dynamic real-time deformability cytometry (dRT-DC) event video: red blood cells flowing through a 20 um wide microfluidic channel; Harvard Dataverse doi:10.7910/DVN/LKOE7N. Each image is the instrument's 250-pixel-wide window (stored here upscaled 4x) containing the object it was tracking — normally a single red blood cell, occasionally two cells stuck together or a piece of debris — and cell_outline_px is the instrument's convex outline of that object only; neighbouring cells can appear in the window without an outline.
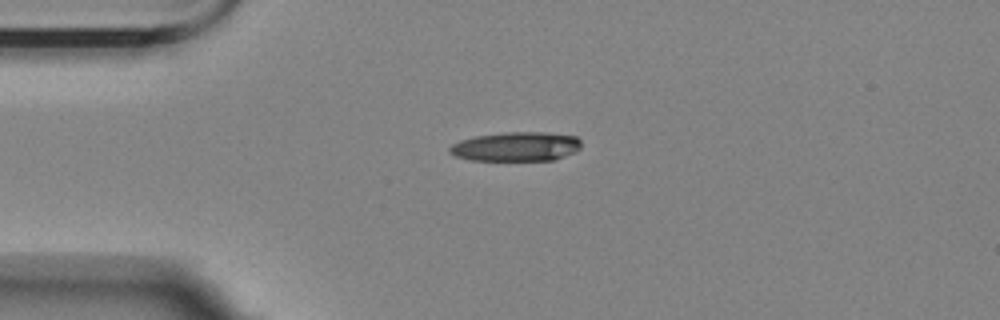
{"species": "Egyptian fruit bat (a non-hibernating species)", "species_latin": "Rousettus aegyptiacus", "temperature_condition": "room temperature", "stored_images_in_passage": 6, "camera_frame_rate_fps": 3000, "um_per_image_px": 0.085, "animal": {"sex": "female"}, "frame": {"image": 1, "passage_image": 3, "time_ms": 3.0, "image_size_px": [1000, 320], "cell_outline_px": [[580, 148], [556, 160], [472, 160], [456, 156], [448, 152], [448, 148], [452, 144], [460, 140], [472, 136], [504, 132], [544, 132], [576, 136], [580, 140]], "centroid_in_image_um": [43.83, 12.45], "position_along_channel_um": 41.2, "area_um2": 22.48}}
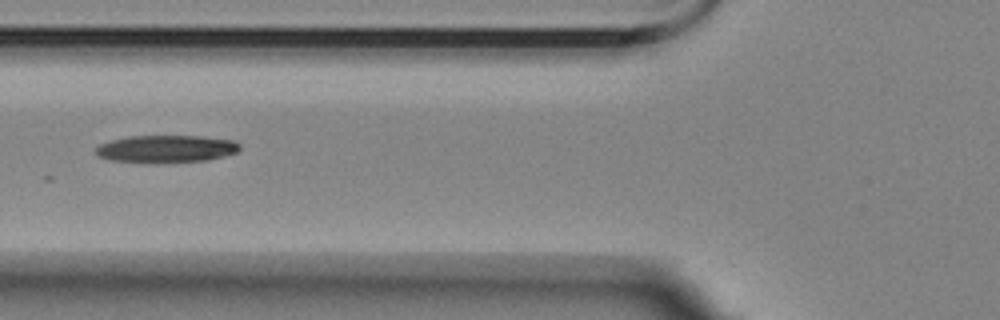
{"frame": {"image": 2, "passage_image": 5, "time_ms": 5.667, "image_size_px": [1000, 320], "cell_outline_px": [[240, 148], [236, 152], [224, 156], [204, 160], [108, 160], [100, 156], [96, 152], [96, 148], [100, 144], [112, 140], [128, 136], [200, 136], [236, 140], [240, 144]], "centroid_in_image_um": [14.19, 12.59], "position_along_channel_um": 111.6, "area_um2": 21.85}}
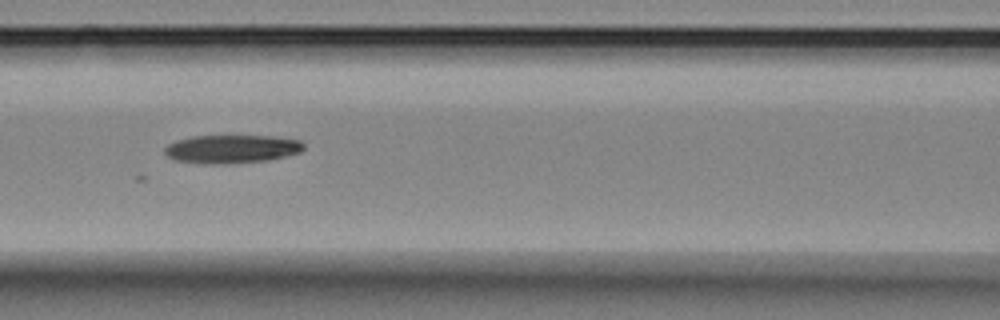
{"frame": {"image": 3, "passage_image": 6, "time_ms": 6.667, "image_size_px": [1000, 320], "cell_outline_px": [[304, 148], [300, 152], [268, 160], [216, 164], [204, 164], [172, 160], [164, 152], [164, 148], [168, 144], [192, 136], [272, 136], [300, 140], [304, 144]], "centroid_in_image_um": [19.67, 12.66], "position_along_channel_um": 146.9, "area_um2": 22.83}}